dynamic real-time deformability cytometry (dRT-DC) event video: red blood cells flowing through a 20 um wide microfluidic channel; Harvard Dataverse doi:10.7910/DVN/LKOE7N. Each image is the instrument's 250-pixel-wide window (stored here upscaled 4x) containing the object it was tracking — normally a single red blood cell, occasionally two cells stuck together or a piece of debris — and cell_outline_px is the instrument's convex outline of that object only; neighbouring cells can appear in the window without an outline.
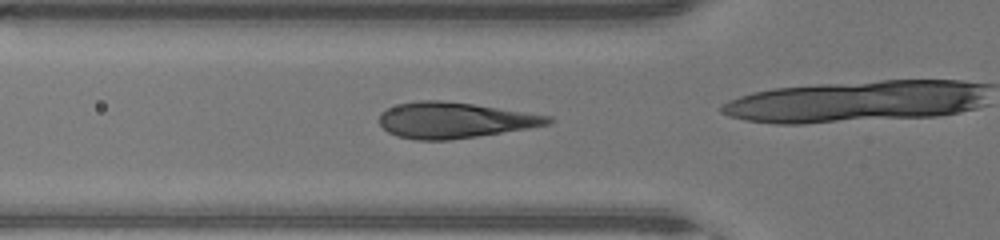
{"species": "human", "species_latin": "Homo sapiens", "temperature_condition": "warm", "stored_images_in_passage": 23, "camera_frame_rate_fps": 3000, "um_per_image_px": 0.085, "donor": {"sex": "male"}, "frame": {"image": 1, "passage_image": 4, "time_ms": 1.0, "image_size_px": [1000, 240], "cell_outline_px": [[556, 120], [552, 124], [528, 128], [476, 136], [448, 140], [416, 140], [396, 136], [388, 132], [380, 124], [380, 112], [388, 108], [400, 104], [420, 100], [440, 100], [472, 104], [552, 116]], "centroid_in_image_um": [38.64, 10.22], "position_along_channel_um": 87.2, "area_um2": 35.03}}
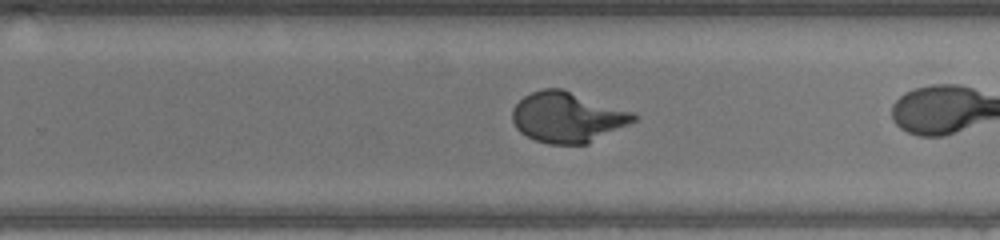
{"frame": {"image": 2, "passage_image": 17, "time_ms": 5.333, "image_size_px": [1000, 240], "cell_outline_px": [[640, 116], [636, 120], [588, 144], [548, 144], [536, 140], [520, 132], [516, 128], [512, 120], [512, 108], [524, 96], [532, 92], [544, 88], [560, 88], [636, 112]], "centroid_in_image_um": [48.25, 9.96], "position_along_channel_um": 281.5, "area_um2": 35.72}}